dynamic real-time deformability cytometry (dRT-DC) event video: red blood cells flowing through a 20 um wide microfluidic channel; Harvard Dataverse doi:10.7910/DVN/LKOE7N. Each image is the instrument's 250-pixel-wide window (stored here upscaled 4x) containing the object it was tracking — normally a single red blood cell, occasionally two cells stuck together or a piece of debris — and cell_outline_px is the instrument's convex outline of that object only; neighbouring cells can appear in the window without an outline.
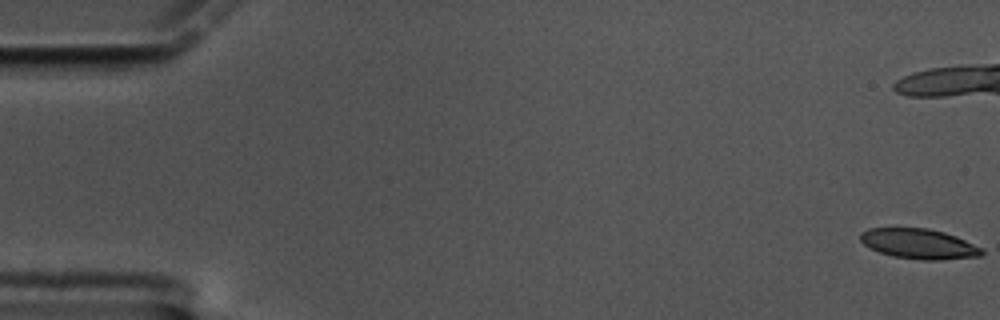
{"species": "common noctule bat (a hibernating species)", "species_latin": "Nyctalus noctula", "temperature_condition": "cold", "stored_images_in_passage": 62, "camera_frame_rate_fps": 3000, "um_per_image_px": 0.085, "animal": {"sex": "male", "body_mass_g": 17.5, "forearm_length_mm": 52.3}, "frame": {"image": 1, "passage_image": 1, "time_ms": 0.0, "image_size_px": [1000, 320], "cell_outline_px": [[984, 252], [980, 256], [940, 260], [920, 260], [892, 256], [880, 252], [864, 244], [860, 240], [860, 232], [868, 228], [928, 228], [944, 232], [956, 236], [984, 248]], "centroid_in_image_um": [78.13, 20.72], "position_along_channel_um": 6.9, "area_um2": 21.39}}
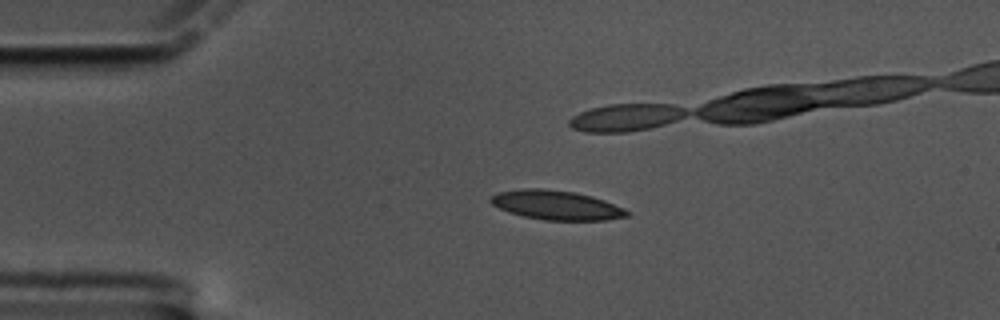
{"frame": {"image": 2, "passage_image": 14, "time_ms": 4.333, "image_size_px": [1000, 320], "cell_outline_px": [[632, 212], [628, 216], [608, 220], [544, 220], [524, 216], [508, 212], [492, 204], [488, 200], [492, 196], [500, 192], [524, 188], [540, 188], [576, 192], [592, 196], [604, 200], [624, 208]], "centroid_in_image_um": [47.33, 17.44], "position_along_channel_um": 37.7, "area_um2": 23.29}}
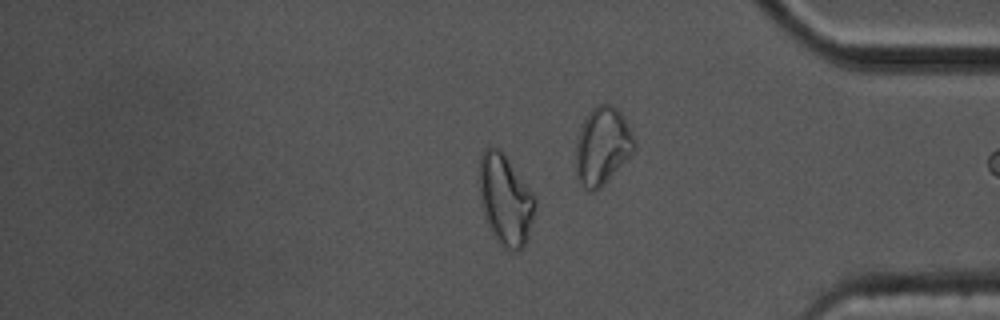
{"frame": {"image": 3, "passage_image": 51, "time_ms": 16.667, "image_size_px": [1000, 320], "cell_outline_px": [[536, 204], [528, 240], [524, 248], [516, 252], [508, 252], [492, 232], [488, 224], [484, 212], [480, 192], [480, 152], [484, 148], [492, 144], [500, 148], [504, 152], [532, 192], [536, 200]], "centroid_in_image_um": [42.98, 16.95], "position_along_channel_um": 392.2, "area_um2": 29.59}, "authors_computed_cell_mechanics": {"area_um2": 23.0622, "velocity_mm_per_s": 3.3313, "shape_relaxation_time_tau1_ms": 11.2889, "shape_relaxation_time_tau2_ms": 4.4158, "deformation_change_tau1": 0.2114, "deformation_change_tau2": 0.1176}}